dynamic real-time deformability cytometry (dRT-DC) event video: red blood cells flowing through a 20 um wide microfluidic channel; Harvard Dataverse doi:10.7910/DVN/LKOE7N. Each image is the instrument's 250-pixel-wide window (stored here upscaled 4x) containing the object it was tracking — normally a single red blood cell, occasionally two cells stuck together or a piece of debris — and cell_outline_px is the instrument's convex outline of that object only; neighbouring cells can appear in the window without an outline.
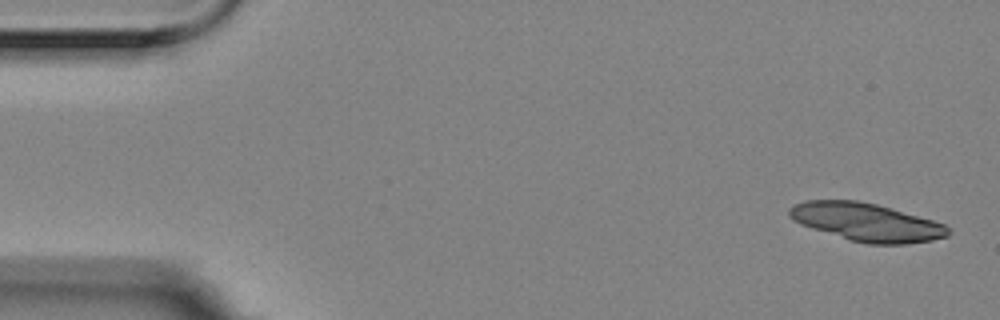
{"species": "Egyptian fruit bat (a non-hibernating species)", "species_latin": "Rousettus aegyptiacus", "temperature_condition": "room temperature", "stored_images_in_passage": 4, "camera_frame_rate_fps": 3000, "um_per_image_px": 0.085, "animal": {"sex": "female"}, "frame": {"image": 1, "passage_image": 1, "time_ms": 0.0, "image_size_px": [1000, 320], "cell_outline_px": [[952, 232], [948, 236], [932, 240], [904, 244], [868, 244], [852, 240], [812, 228], [800, 224], [792, 220], [788, 216], [788, 208], [804, 200], [856, 200], [876, 204], [892, 208], [932, 220], [944, 224]], "centroid_in_image_um": [73.64, 18.87], "position_along_channel_um": 11.4, "area_um2": 35.03}}